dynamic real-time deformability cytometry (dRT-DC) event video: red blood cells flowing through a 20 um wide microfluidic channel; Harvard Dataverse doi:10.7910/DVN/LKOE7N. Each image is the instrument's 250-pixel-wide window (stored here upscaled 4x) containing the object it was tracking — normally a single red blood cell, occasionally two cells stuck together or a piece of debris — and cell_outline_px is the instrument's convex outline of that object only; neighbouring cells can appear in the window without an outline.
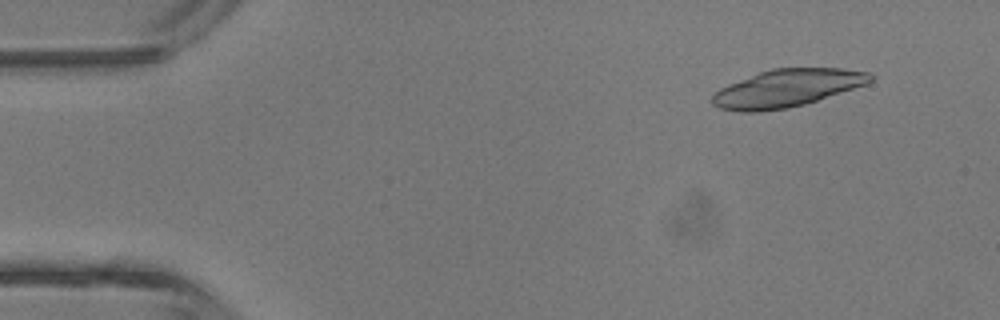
{"species": "common noctule bat (a hibernating species)", "species_latin": "Nyctalus noctula", "temperature_condition": "room temperature", "stored_images_in_passage": 3, "camera_frame_rate_fps": 3000, "um_per_image_px": 0.085, "animal": {"sex": "male", "body_mass_g": 13.3}, "frame": {"image": 1, "passage_image": 1, "time_ms": 0.0, "image_size_px": [1000, 320], "cell_outline_px": [[876, 76], [868, 84], [804, 104], [784, 108], [756, 112], [740, 112], [720, 108], [712, 104], [712, 96], [720, 88], [728, 84], [760, 72], [772, 68], [844, 68], [868, 72]], "centroid_in_image_um": [66.92, 7.49], "position_along_channel_um": 18.1, "area_um2": 34.45}}